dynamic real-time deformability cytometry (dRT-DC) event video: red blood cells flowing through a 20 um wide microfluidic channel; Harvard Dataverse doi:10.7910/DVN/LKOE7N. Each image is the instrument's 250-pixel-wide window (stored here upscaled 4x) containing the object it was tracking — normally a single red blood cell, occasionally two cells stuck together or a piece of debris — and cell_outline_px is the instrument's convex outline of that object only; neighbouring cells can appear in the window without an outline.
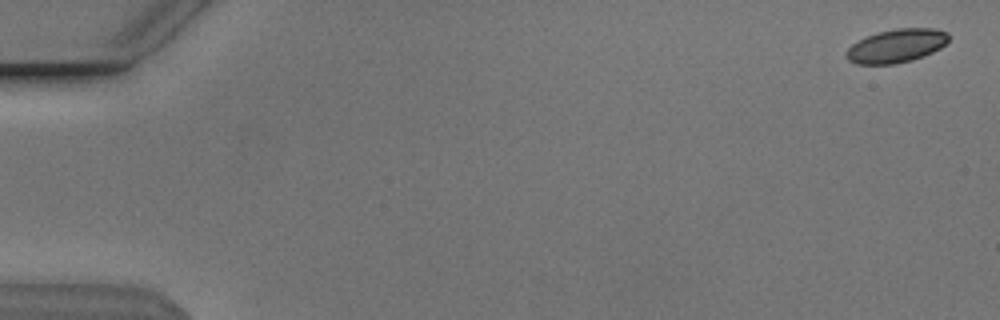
{"species": "Egyptian fruit bat (a non-hibernating species)", "species_latin": "Rousettus aegyptiacus", "temperature_condition": "cold", "stored_images_in_passage": 9, "camera_frame_rate_fps": 3000, "um_per_image_px": 0.085, "animal": {"sex": "male"}, "frame": {"image": 1, "passage_image": 2, "time_ms": 0.333, "image_size_px": [1000, 320], "cell_outline_px": [[948, 40], [940, 48], [932, 52], [912, 60], [892, 64], [856, 64], [848, 60], [844, 56], [848, 48], [852, 44], [868, 36], [880, 32], [896, 28], [932, 28], [948, 32]], "centroid_in_image_um": [76.18, 3.9], "position_along_channel_um": 8.8, "area_um2": 19.77}}